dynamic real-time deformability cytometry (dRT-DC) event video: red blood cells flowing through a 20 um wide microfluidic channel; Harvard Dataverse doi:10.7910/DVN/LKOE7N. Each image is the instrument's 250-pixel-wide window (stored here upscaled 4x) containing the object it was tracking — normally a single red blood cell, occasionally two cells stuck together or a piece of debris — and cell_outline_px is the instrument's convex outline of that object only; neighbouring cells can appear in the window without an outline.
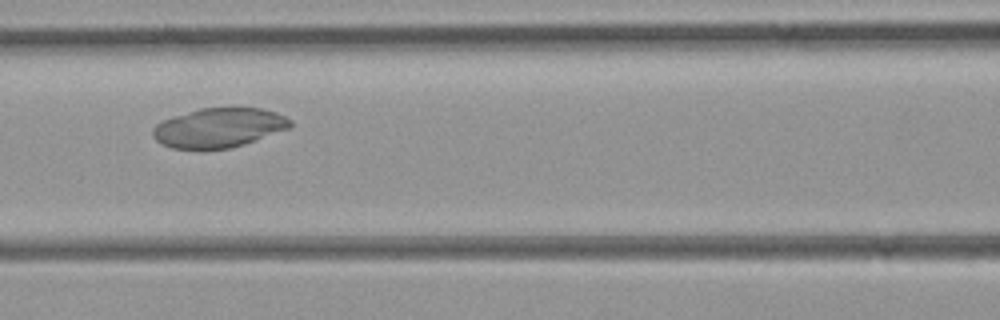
{"species": "common noctule bat (a hibernating species)", "species_latin": "Nyctalus noctula", "temperature_condition": "room temperature", "stored_images_in_passage": 27, "camera_frame_rate_fps": 3000, "um_per_image_px": 0.085, "animal": {"sex": "female", "body_mass_g": 21.9}, "frame": {"image": 1, "passage_image": 6, "time_ms": 1.667, "image_size_px": [1000, 320], "cell_outline_px": [[288, 124], [248, 140], [224, 148], [180, 148], [168, 144], [160, 140], [156, 136], [156, 128], [160, 124], [168, 120], [196, 112], [212, 108], [252, 108], [268, 112], [280, 116], [288, 120]], "centroid_in_image_um": [18.52, 10.85], "position_along_channel_um": 148.1, "area_um2": 27.51}}
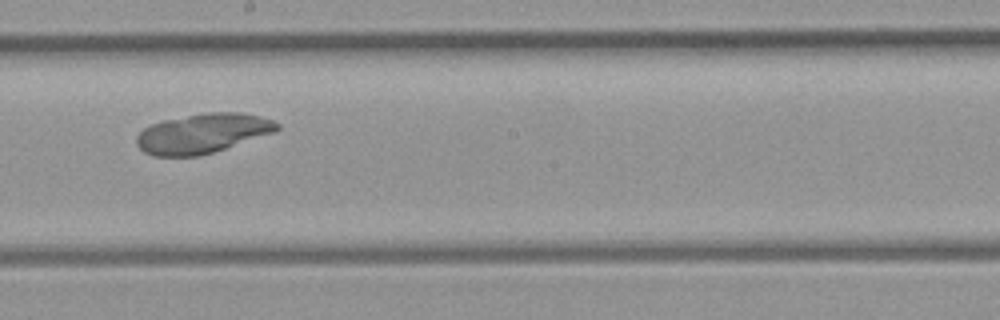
{"frame": {"image": 2, "passage_image": 12, "time_ms": 3.667, "image_size_px": [1000, 320], "cell_outline_px": [[276, 128], [220, 148], [208, 152], [188, 156], [160, 156], [148, 152], [140, 144], [140, 136], [148, 128], [156, 124], [196, 116], [248, 116], [276, 124]], "centroid_in_image_um": [17.05, 11.42], "position_along_channel_um": 231.2, "area_um2": 27.11}}
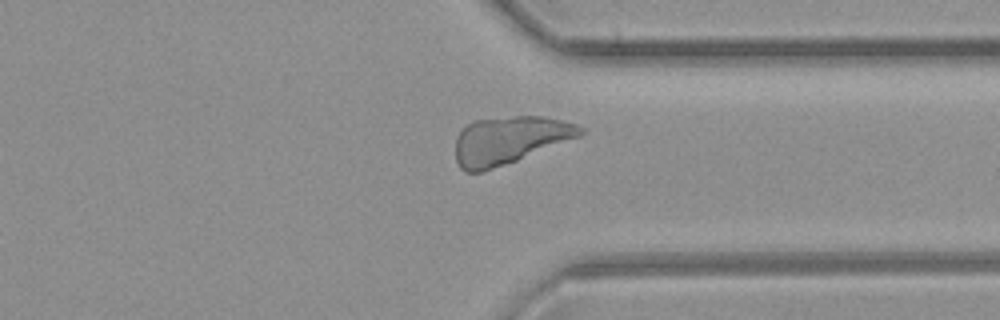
{"frame": {"image": 3, "passage_image": 22, "time_ms": 7.0, "image_size_px": [1000, 320], "cell_outline_px": [[568, 136], [512, 160], [476, 172], [468, 172], [460, 164], [456, 156], [456, 144], [528, 120], [552, 120], [568, 124]], "centroid_in_image_um": [43.23, 12.21], "position_along_channel_um": 368.2, "area_um2": 23.76}}